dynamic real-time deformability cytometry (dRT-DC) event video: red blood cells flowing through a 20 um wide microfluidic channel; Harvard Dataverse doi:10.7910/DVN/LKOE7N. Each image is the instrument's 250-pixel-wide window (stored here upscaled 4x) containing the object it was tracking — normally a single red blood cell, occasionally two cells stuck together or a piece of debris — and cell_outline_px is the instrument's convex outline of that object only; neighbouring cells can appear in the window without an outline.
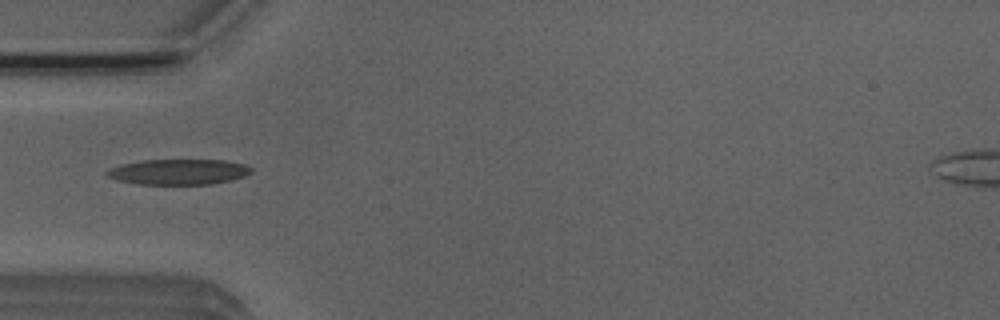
{"species": "Egyptian fruit bat (a non-hibernating species)", "species_latin": "Rousettus aegyptiacus", "temperature_condition": "room temperature", "stored_images_in_passage": 41, "camera_frame_rate_fps": 3000, "um_per_image_px": 0.085, "animal": {"sex": "male"}, "frame": {"image": 1, "passage_image": 5, "time_ms": 1.333, "image_size_px": [1000, 320], "cell_outline_px": [[252, 172], [244, 176], [212, 184], [136, 184], [116, 180], [108, 176], [104, 172], [108, 168], [120, 164], [140, 160], [224, 160], [244, 164], [252, 168]], "centroid_in_image_um": [15.11, 14.6], "position_along_channel_um": 69.9, "area_um2": 21.5}}
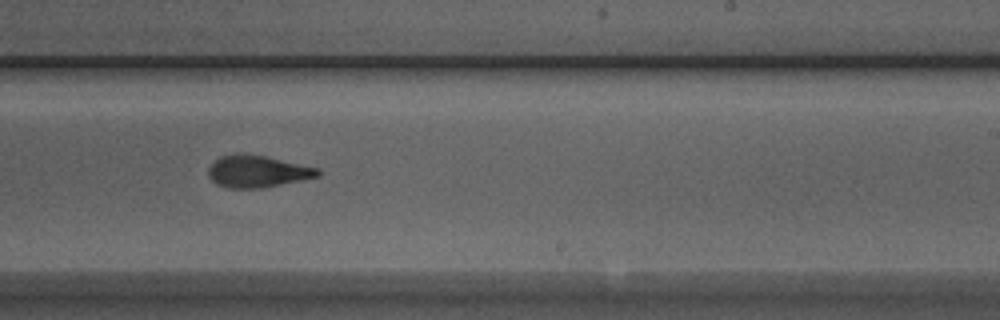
{"frame": {"image": 2, "passage_image": 20, "time_ms": 6.333, "image_size_px": [1000, 320], "cell_outline_px": [[320, 176], [260, 188], [228, 188], [216, 184], [208, 176], [208, 168], [220, 156], [264, 156], [320, 168]], "centroid_in_image_um": [21.9, 14.6], "position_along_channel_um": 267.1, "area_um2": 19.71}}
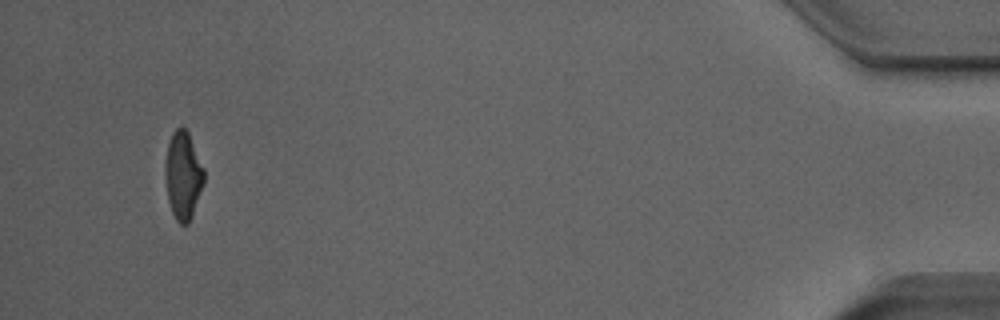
{"frame": {"image": 3, "passage_image": 38, "time_ms": 12.333, "image_size_px": [1000, 320], "cell_outline_px": [[204, 184], [192, 216], [188, 224], [180, 224], [176, 220], [172, 212], [168, 200], [164, 172], [164, 168], [168, 144], [172, 132], [180, 124], [188, 132], [204, 168]], "centroid_in_image_um": [15.56, 14.9], "position_along_channel_um": 419.6, "area_um2": 20.0}, "authors_computed_cell_mechanics": {"area_um2": 20.7502, "velocity_mm_per_s": 3.9348, "shape_relaxation_time_tau1_ms": 4.1039, "shape_relaxation_time_tau2_ms": 2.2582, "deformation_change_tau1": 0.1598, "deformation_change_tau2": 0.1063}}